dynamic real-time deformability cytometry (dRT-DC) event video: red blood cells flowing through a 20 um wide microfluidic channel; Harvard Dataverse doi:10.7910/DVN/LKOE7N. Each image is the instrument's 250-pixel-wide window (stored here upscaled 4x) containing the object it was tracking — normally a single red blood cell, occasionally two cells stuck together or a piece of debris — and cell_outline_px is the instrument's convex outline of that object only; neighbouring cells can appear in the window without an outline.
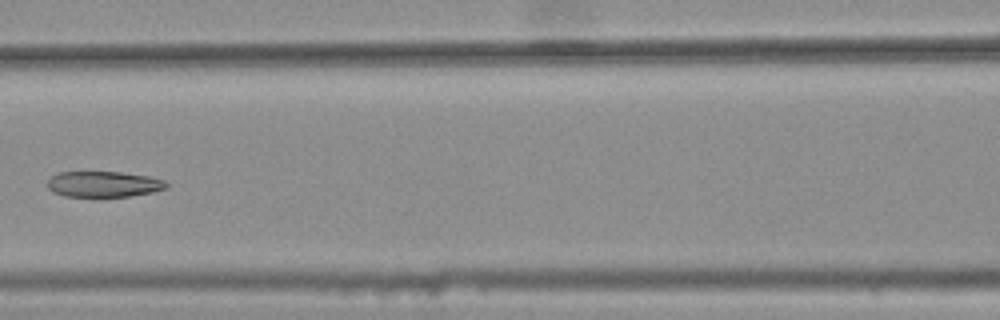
{"species": "common noctule bat (a hibernating species)", "species_latin": "Nyctalus noctula", "temperature_condition": "warm", "stored_images_in_passage": 7, "camera_frame_rate_fps": 3000, "um_per_image_px": 0.085, "animal": {"sex": "female", "body_mass_g": 25.1}, "frame": {"image": 1, "passage_image": 6, "time_ms": 1.667, "image_size_px": [1000, 320], "cell_outline_px": [[168, 184], [164, 188], [152, 192], [132, 196], [100, 200], [96, 200], [64, 196], [52, 192], [48, 188], [48, 180], [52, 176], [60, 172], [120, 172], [148, 176], [164, 180]], "centroid_in_image_um": [8.76, 15.71], "position_along_channel_um": 157.8, "area_um2": 18.73}}
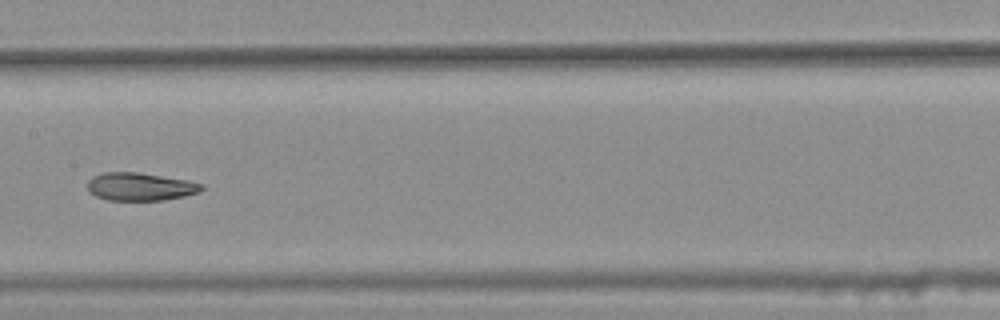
{"frame": {"image": 2, "passage_image": 7, "time_ms": 2.0, "image_size_px": [1000, 320], "cell_outline_px": [[204, 188], [200, 192], [184, 196], [164, 200], [108, 200], [96, 196], [88, 192], [88, 180], [92, 176], [104, 172], [140, 172], [188, 180], [204, 184]], "centroid_in_image_um": [11.93, 15.86], "position_along_channel_um": 195.5, "area_um2": 18.79}}